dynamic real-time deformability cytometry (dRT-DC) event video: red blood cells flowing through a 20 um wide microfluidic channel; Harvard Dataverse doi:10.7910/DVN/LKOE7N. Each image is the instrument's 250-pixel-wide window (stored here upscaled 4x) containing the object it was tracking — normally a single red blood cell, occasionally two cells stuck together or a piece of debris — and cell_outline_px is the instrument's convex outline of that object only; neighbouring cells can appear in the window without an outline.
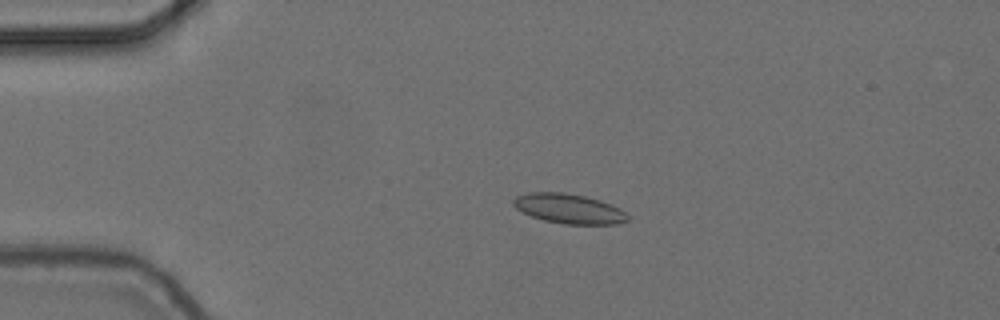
{"species": "common noctule bat (a hibernating species)", "species_latin": "Nyctalus noctula", "temperature_condition": "cold", "stored_images_in_passage": 8, "camera_frame_rate_fps": 3000, "um_per_image_px": 0.085, "animal": {"sex": "female", "body_mass_g": 24.6, "forearm_length_mm": 56.2}, "frame": {"image": 1, "passage_image": 4, "time_ms": 1.0, "image_size_px": [1000, 320], "cell_outline_px": [[628, 220], [616, 224], [564, 224], [544, 220], [532, 216], [516, 208], [512, 204], [512, 200], [516, 196], [528, 192], [564, 192], [584, 196], [600, 200], [612, 204], [620, 208], [628, 216]], "centroid_in_image_um": [48.35, 17.73], "position_along_channel_um": 36.7, "area_um2": 19.77}}
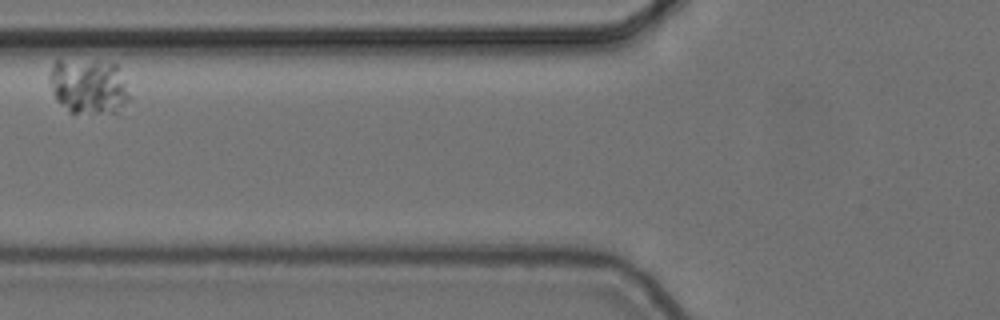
{"frame": {"image": 2, "passage_image": 7, "time_ms": 2.0, "image_size_px": [1000, 320], "cell_outline_px": [[132, 100], [124, 116], [72, 112], [56, 100], [48, 80], [48, 76], [52, 64], [56, 60], [96, 60], [116, 64], [132, 96]], "centroid_in_image_um": [7.64, 7.4], "position_along_channel_um": 118.2, "area_um2": 27.17}}
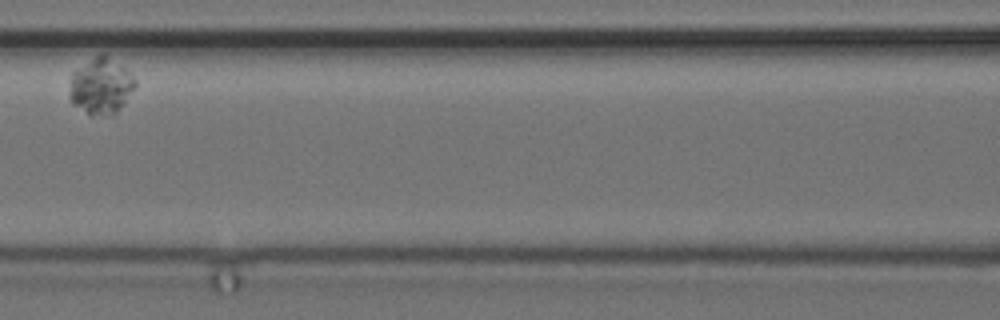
{"frame": {"image": 3, "passage_image": 8, "time_ms": 2.333, "image_size_px": [1000, 320], "cell_outline_px": [[136, 84], [124, 104], [116, 112], [92, 116], [88, 116], [72, 104], [72, 72], [76, 68], [100, 52], [124, 68], [136, 80]], "centroid_in_image_um": [8.57, 7.32], "position_along_channel_um": 158.0, "area_um2": 20.98}}